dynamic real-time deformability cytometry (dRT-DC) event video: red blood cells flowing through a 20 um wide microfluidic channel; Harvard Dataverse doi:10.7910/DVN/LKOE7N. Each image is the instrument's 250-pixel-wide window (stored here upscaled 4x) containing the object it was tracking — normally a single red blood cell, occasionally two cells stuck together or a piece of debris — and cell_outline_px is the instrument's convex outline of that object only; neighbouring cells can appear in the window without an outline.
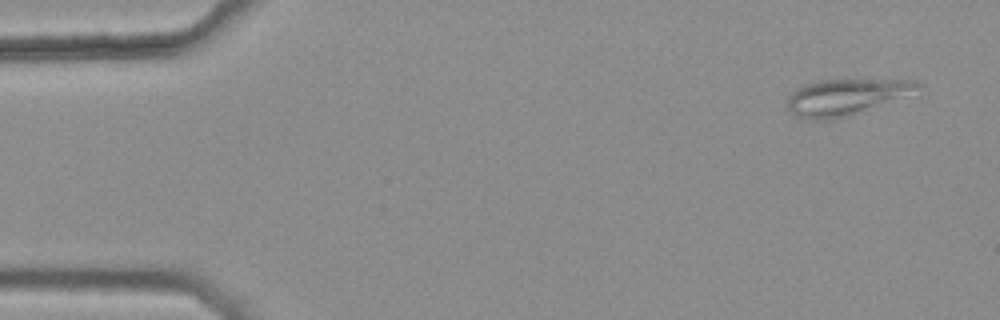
{"species": "common noctule bat (a hibernating species)", "species_latin": "Nyctalus noctula", "temperature_condition": "warm", "stored_images_in_passage": 6, "camera_frame_rate_fps": 3000, "um_per_image_px": 0.085, "animal": {"sex": "female", "body_mass_g": 25.1}, "frame": {"image": 1, "passage_image": 1, "time_ms": 0.0, "image_size_px": [1000, 320], "cell_outline_px": [[920, 84], [848, 116], [832, 120], [812, 120], [796, 116], [788, 108], [788, 96], [792, 92], [804, 84], [816, 80], [868, 76], [916, 80]], "centroid_in_image_um": [71.71, 8.16], "position_along_channel_um": 13.3, "area_um2": 26.93}}
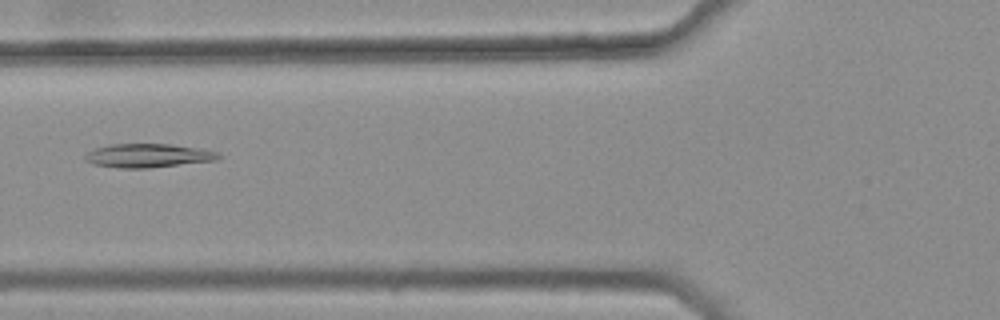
{"frame": {"image": 2, "passage_image": 6, "time_ms": 1.667, "image_size_px": [1000, 320], "cell_outline_px": [[224, 156], [216, 160], [148, 168], [116, 168], [96, 164], [84, 160], [84, 156], [88, 152], [96, 148], [108, 144], [172, 144], [200, 148], [220, 152]], "centroid_in_image_um": [12.63, 13.22], "position_along_channel_um": 113.2, "area_um2": 18.55}}